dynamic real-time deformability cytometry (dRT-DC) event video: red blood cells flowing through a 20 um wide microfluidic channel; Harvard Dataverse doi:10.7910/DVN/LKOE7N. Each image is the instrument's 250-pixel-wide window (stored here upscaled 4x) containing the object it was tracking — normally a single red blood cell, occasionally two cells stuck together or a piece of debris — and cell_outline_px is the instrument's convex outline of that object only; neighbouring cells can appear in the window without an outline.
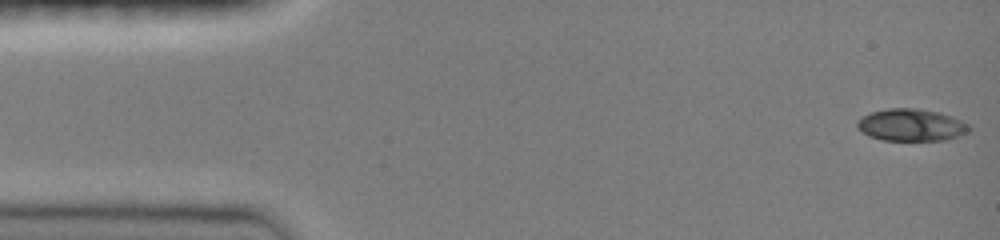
{"species": "common noctule bat (a hibernating species)", "species_latin": "Nyctalus noctula", "temperature_condition": "room temperature", "stored_images_in_passage": 47, "camera_frame_rate_fps": 3000, "um_per_image_px": 0.085, "animal": {"sex": "female", "body_mass_g": 19.0, "forearm_length_mm": 51.5}, "frame": {"image": 1, "passage_image": 1, "time_ms": 0.0, "image_size_px": [1000, 240], "cell_outline_px": [[972, 128], [968, 132], [944, 140], [884, 140], [868, 136], [856, 128], [856, 124], [864, 116], [872, 112], [888, 108], [920, 108], [952, 116], [968, 124]], "centroid_in_image_um": [77.45, 10.62], "position_along_channel_um": 7.6, "area_um2": 20.81}}
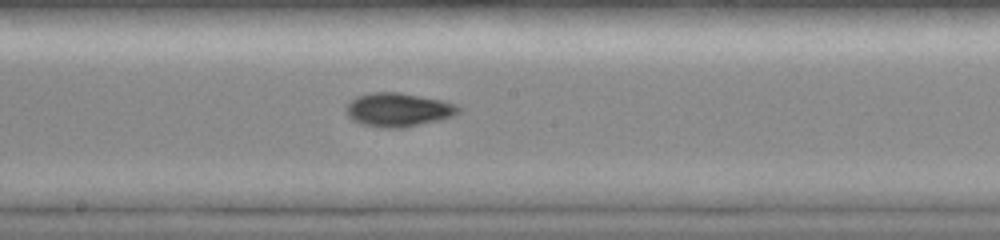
{"frame": {"image": 2, "passage_image": 25, "time_ms": 8.0, "image_size_px": [1000, 240], "cell_outline_px": [[464, 108], [460, 112], [452, 116], [404, 128], [384, 128], [360, 124], [352, 120], [348, 116], [344, 108], [356, 96], [372, 92], [400, 92], [444, 100], [456, 104]], "centroid_in_image_um": [33.85, 9.32], "position_along_channel_um": 214.3, "area_um2": 22.31}}
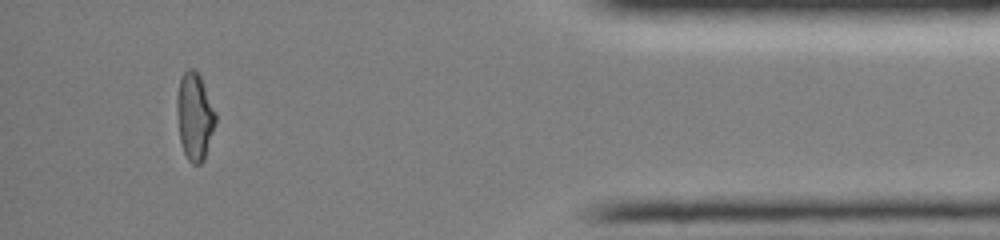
{"frame": {"image": 3, "passage_image": 43, "time_ms": 14.0, "image_size_px": [1000, 240], "cell_outline_px": [[216, 124], [204, 160], [200, 164], [192, 164], [188, 160], [184, 152], [180, 140], [176, 108], [176, 96], [180, 76], [188, 68], [192, 68], [200, 76], [216, 112]], "centroid_in_image_um": [16.54, 9.89], "position_along_channel_um": 418.7, "area_um2": 19.83}, "authors_computed_cell_mechanics": {"area_um2": 20.6346, "velocity_mm_per_s": 4.0663, "shape_relaxation_time_tau1_ms": 5.4152, "shape_relaxation_time_tau2_ms": 6.7735, "deformation_change_tau1": 0.2034, "deformation_change_tau2": 0.0866}}